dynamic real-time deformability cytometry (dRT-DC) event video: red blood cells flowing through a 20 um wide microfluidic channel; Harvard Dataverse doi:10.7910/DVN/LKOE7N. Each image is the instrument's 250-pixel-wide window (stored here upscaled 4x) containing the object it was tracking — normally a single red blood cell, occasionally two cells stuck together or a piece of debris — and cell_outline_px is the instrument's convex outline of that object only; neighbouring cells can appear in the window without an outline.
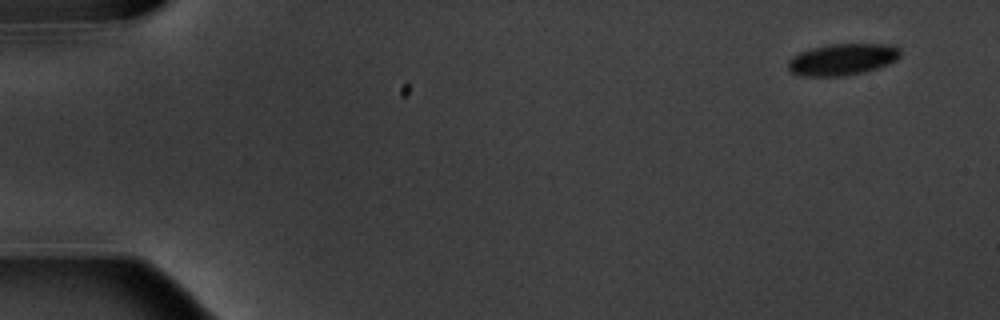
{"species": "common noctule bat (a hibernating species)", "species_latin": "Nyctalus noctula", "temperature_condition": "warm", "stored_images_in_passage": 5, "camera_frame_rate_fps": 3000, "um_per_image_px": 0.085, "animal": {"sex": "male", "body_mass_g": 20.1, "forearm_length_mm": 53.5}, "frame": {"image": 1, "passage_image": 1, "time_ms": 0.0, "image_size_px": [1000, 320], "cell_outline_px": [[900, 56], [896, 60], [888, 64], [864, 72], [844, 76], [800, 76], [792, 72], [788, 68], [788, 60], [792, 56], [800, 52], [812, 48], [828, 44], [892, 44], [900, 48]], "centroid_in_image_um": [71.6, 5.04], "position_along_channel_um": 13.4, "area_um2": 20.75}}
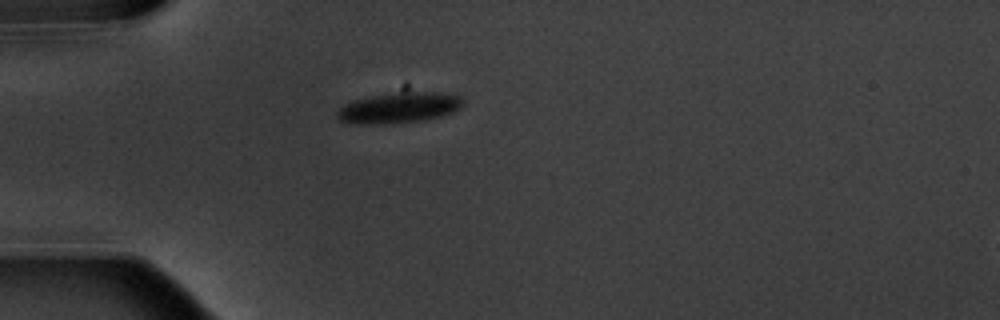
{"frame": {"image": 2, "passage_image": 4, "time_ms": 4.333, "image_size_px": [1000, 320], "cell_outline_px": [[464, 104], [460, 108], [452, 112], [440, 116], [424, 120], [384, 124], [356, 124], [340, 120], [336, 116], [336, 112], [344, 104], [352, 100], [372, 96], [396, 92], [440, 92], [460, 96], [464, 100]], "centroid_in_image_um": [33.91, 9.15], "position_along_channel_um": 51.1, "area_um2": 22.54}}